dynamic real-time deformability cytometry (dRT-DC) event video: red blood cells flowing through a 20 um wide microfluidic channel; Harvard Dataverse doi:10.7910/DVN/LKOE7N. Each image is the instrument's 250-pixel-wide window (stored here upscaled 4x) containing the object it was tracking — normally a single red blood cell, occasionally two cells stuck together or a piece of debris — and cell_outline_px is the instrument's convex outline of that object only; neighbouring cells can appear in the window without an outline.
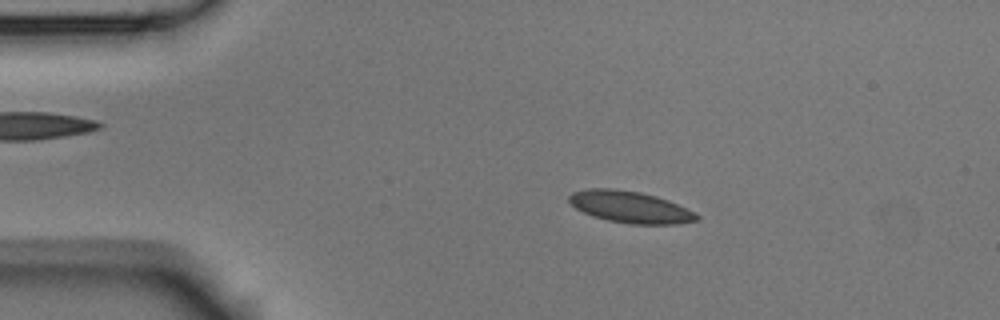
{"species": "Egyptian fruit bat (a non-hibernating species)", "species_latin": "Rousettus aegyptiacus", "temperature_condition": "room temperature", "stored_images_in_passage": 4, "camera_frame_rate_fps": 3000, "um_per_image_px": 0.085, "animal": {"sex": "male"}, "frame": {"image": 1, "passage_image": 2, "time_ms": 0.333, "image_size_px": [1000, 320], "cell_outline_px": [[700, 220], [676, 224], [632, 224], [608, 220], [592, 216], [576, 208], [568, 200], [568, 196], [572, 192], [588, 188], [616, 188], [640, 192], [656, 196], [668, 200], [700, 216]], "centroid_in_image_um": [53.53, 17.59], "position_along_channel_um": 31.5, "area_um2": 23.47}}
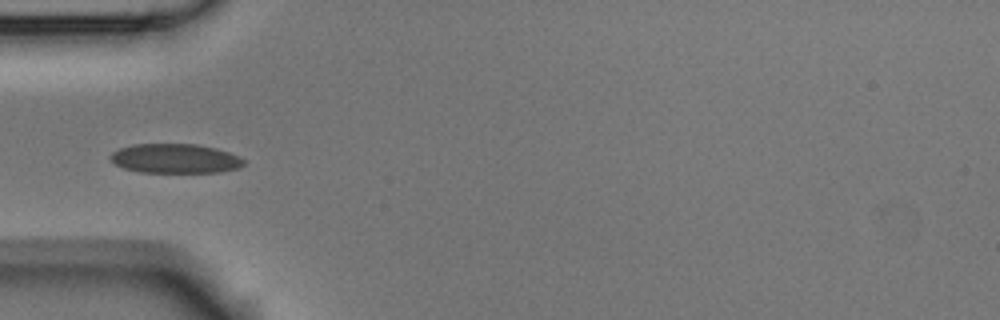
{"frame": {"image": 2, "passage_image": 4, "time_ms": 1.0, "image_size_px": [1000, 320], "cell_outline_px": [[244, 164], [236, 168], [220, 172], [140, 172], [124, 168], [116, 164], [108, 156], [112, 152], [120, 148], [132, 144], [196, 144], [216, 148], [228, 152], [244, 160]], "centroid_in_image_um": [14.85, 13.47], "position_along_channel_um": 70.1, "area_um2": 22.66}}